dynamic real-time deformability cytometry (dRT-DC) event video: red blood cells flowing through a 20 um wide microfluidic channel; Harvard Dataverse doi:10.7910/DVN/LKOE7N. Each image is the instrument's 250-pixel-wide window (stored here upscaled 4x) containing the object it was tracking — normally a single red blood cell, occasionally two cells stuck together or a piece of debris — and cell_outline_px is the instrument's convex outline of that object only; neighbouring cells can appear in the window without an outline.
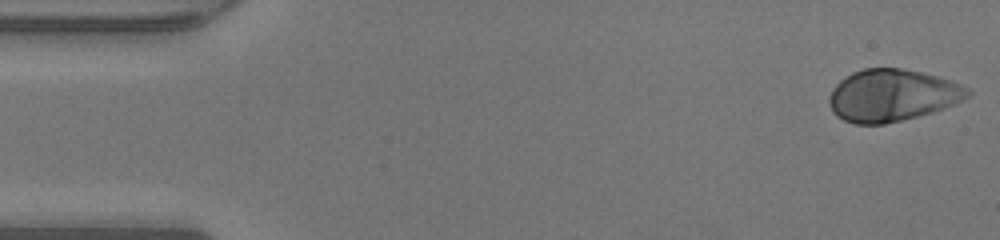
{"species": "human", "species_latin": "Homo sapiens", "temperature_condition": "warm", "stored_images_in_passage": 47, "camera_frame_rate_fps": 3000, "um_per_image_px": 0.085, "donor": {"sex": "male"}, "frame": {"image": 1, "passage_image": 1, "time_ms": 0.0, "image_size_px": [1000, 240], "cell_outline_px": [[972, 92], [968, 96], [944, 108], [932, 112], [884, 124], [856, 124], [844, 120], [836, 116], [832, 112], [828, 100], [832, 88], [840, 80], [852, 72], [864, 68], [900, 68], [920, 72], [952, 80], [968, 88]], "centroid_in_image_um": [75.79, 8.1], "position_along_channel_um": 9.2, "area_um2": 41.79}}
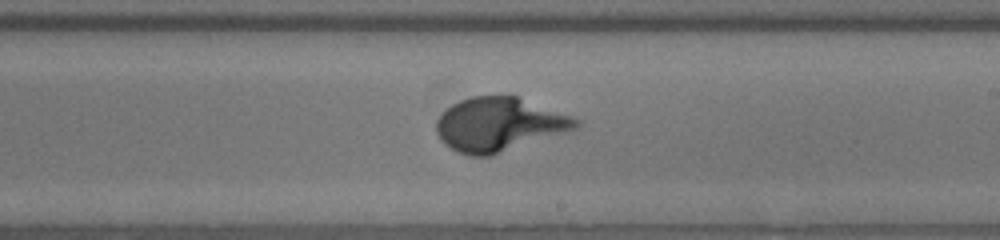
{"frame": {"image": 2, "passage_image": 27, "time_ms": 8.667, "image_size_px": [1000, 240], "cell_outline_px": [[580, 124], [576, 128], [492, 156], [472, 156], [460, 152], [444, 144], [440, 140], [436, 132], [436, 120], [452, 104], [460, 100], [472, 96], [516, 96], [572, 116], [580, 120]], "centroid_in_image_um": [42.4, 10.58], "position_along_channel_um": 246.6, "area_um2": 43.29}}
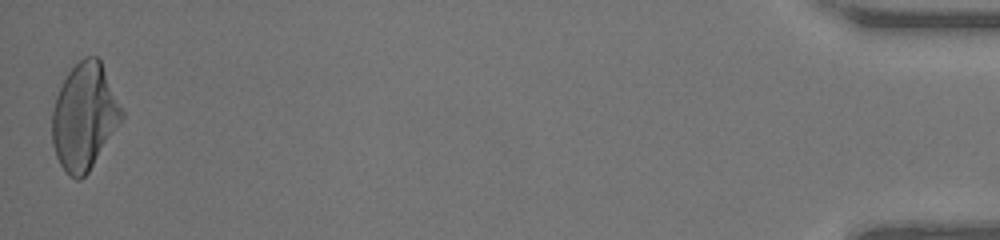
{"frame": {"image": 3, "passage_image": 47, "time_ms": 15.333, "image_size_px": [1000, 240], "cell_outline_px": [[124, 120], [88, 172], [80, 180], [76, 180], [60, 164], [56, 156], [52, 144], [52, 112], [56, 96], [68, 72], [84, 56], [96, 56], [100, 60], [124, 112]], "centroid_in_image_um": [7.19, 9.92], "position_along_channel_um": 428.0, "area_um2": 43.06}}